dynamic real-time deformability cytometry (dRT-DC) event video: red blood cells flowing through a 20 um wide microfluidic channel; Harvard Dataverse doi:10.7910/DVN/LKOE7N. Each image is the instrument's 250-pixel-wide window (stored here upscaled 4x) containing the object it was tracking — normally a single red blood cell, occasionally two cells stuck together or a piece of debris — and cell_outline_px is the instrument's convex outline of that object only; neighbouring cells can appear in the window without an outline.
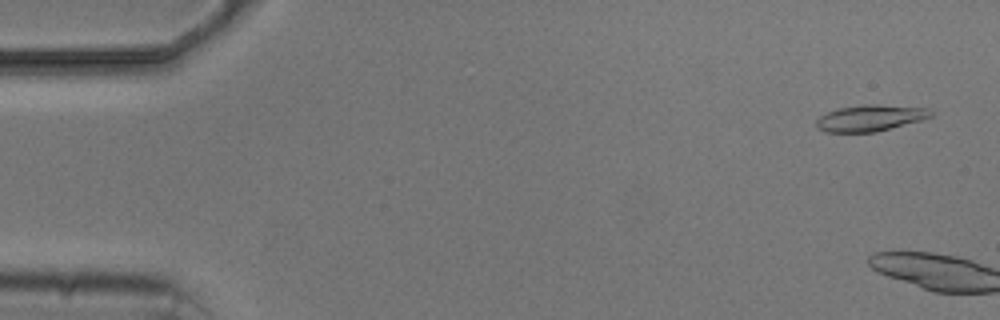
{"species": "common noctule bat (a hibernating species)", "species_latin": "Nyctalus noctula", "temperature_condition": "cold", "stored_images_in_passage": 6, "camera_frame_rate_fps": 3000, "um_per_image_px": 0.085, "animal": {"sex": "male", "body_mass_g": 20.5, "forearm_length_mm": 52.5}, "frame": {"image": 1, "passage_image": 1, "time_ms": 0.0, "image_size_px": [1000, 320], "cell_outline_px": [[932, 116], [920, 120], [876, 132], [824, 132], [816, 128], [816, 120], [820, 116], [828, 112], [840, 108], [864, 104], [872, 104], [928, 108], [932, 112]], "centroid_in_image_um": [73.93, 10.04], "position_along_channel_um": 11.1, "area_um2": 17.4}}